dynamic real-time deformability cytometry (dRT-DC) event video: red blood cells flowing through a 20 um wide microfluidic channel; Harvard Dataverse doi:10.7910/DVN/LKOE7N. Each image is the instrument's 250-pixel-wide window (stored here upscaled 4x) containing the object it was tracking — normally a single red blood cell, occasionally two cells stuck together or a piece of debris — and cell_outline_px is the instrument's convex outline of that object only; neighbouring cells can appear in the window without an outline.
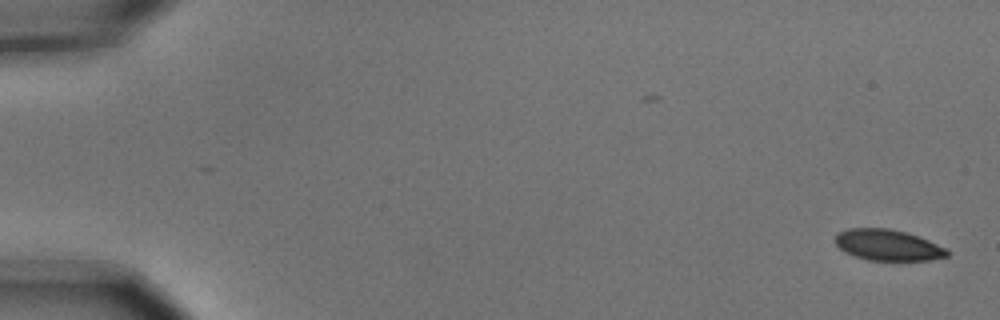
{"species": "common noctule bat (a hibernating species)", "species_latin": "Nyctalus noctula", "temperature_condition": "cold", "stored_images_in_passage": 5, "camera_frame_rate_fps": 3000, "um_per_image_px": 0.085, "animal": {"sex": "male", "body_mass_g": 15.6}, "frame": {"image": 1, "passage_image": 1, "time_ms": 0.0, "image_size_px": [1000, 320], "cell_outline_px": [[948, 256], [932, 260], [868, 260], [844, 252], [836, 244], [836, 232], [848, 228], [892, 228], [928, 240], [948, 248]], "centroid_in_image_um": [75.47, 20.82], "position_along_channel_um": 9.5, "area_um2": 20.23}}
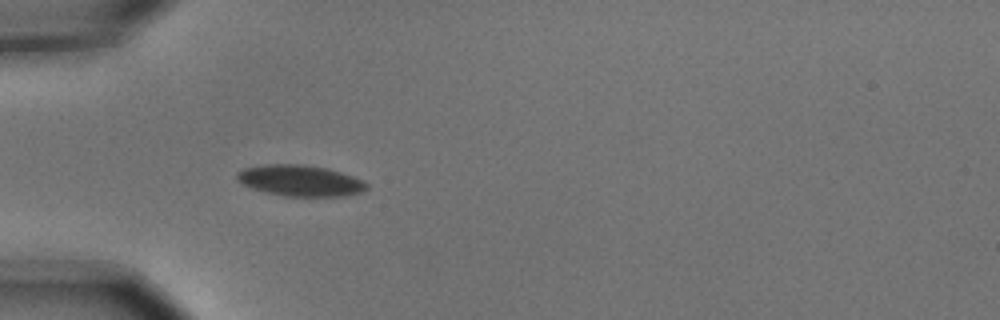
{"frame": {"image": 2, "passage_image": 5, "time_ms": 1.333, "image_size_px": [1000, 320], "cell_outline_px": [[368, 188], [364, 192], [344, 196], [284, 196], [264, 192], [252, 188], [236, 180], [236, 172], [244, 168], [264, 164], [304, 164], [328, 168], [364, 180], [368, 184]], "centroid_in_image_um": [25.53, 15.35], "position_along_channel_um": 59.5, "area_um2": 23.76}}